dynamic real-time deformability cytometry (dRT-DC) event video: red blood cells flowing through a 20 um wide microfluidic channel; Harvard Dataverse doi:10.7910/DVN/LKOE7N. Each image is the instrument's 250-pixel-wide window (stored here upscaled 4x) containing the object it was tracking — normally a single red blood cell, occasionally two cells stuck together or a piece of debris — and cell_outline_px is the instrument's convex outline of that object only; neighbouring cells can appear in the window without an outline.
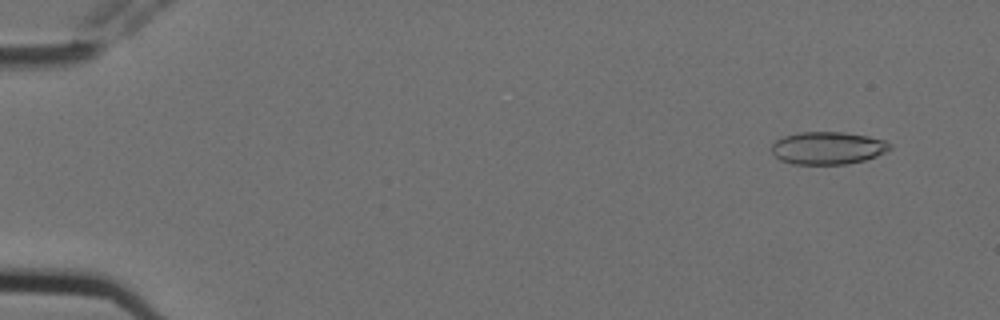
{"species": "Egyptian fruit bat (a non-hibernating species)", "species_latin": "Rousettus aegyptiacus", "temperature_condition": "cold", "stored_images_in_passage": 5, "camera_frame_rate_fps": 3000, "um_per_image_px": 0.085, "animal": {"sex": "female"}, "frame": {"image": 1, "passage_image": 5, "time_ms": 1.333, "image_size_px": [1000, 320], "cell_outline_px": [[892, 148], [876, 156], [864, 160], [848, 164], [792, 164], [780, 160], [772, 152], [772, 144], [776, 140], [784, 136], [800, 132], [844, 132], [868, 136], [884, 140], [892, 144]], "centroid_in_image_um": [70.37, 12.58], "position_along_channel_um": 14.6, "area_um2": 22.48}}